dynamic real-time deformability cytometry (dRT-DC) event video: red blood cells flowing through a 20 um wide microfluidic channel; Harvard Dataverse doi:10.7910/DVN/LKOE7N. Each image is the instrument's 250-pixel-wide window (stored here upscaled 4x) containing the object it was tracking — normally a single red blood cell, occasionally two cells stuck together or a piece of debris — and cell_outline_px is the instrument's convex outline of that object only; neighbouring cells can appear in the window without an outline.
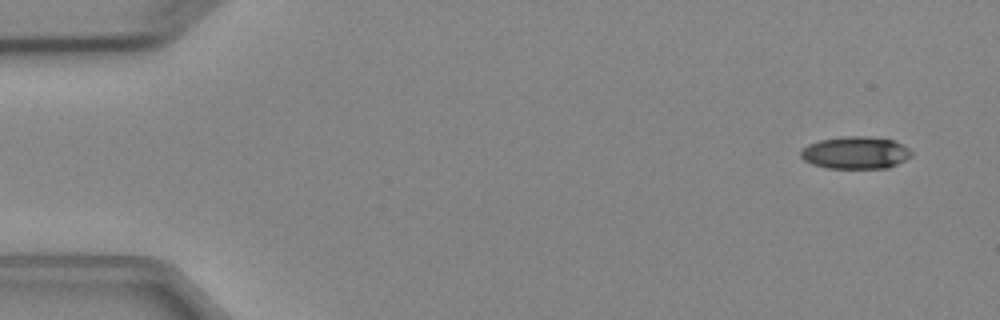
{"species": "Egyptian fruit bat (a non-hibernating species)", "species_latin": "Rousettus aegyptiacus", "temperature_condition": "cold", "stored_images_in_passage": 6, "camera_frame_rate_fps": 3000, "um_per_image_px": 0.085, "animal": {"sex": "female"}, "frame": {"image": 1, "passage_image": 1, "time_ms": 0.0, "image_size_px": [1000, 320], "cell_outline_px": [[912, 156], [888, 168], [828, 168], [812, 164], [804, 160], [800, 156], [800, 152], [808, 144], [820, 140], [844, 136], [868, 136], [892, 140], [908, 148], [912, 152]], "centroid_in_image_um": [72.7, 12.98], "position_along_channel_um": 12.3, "area_um2": 20.75}}
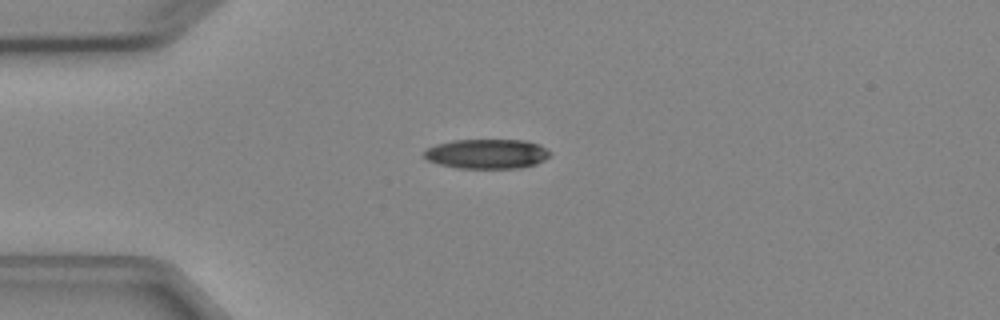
{"frame": {"image": 2, "passage_image": 4, "time_ms": 3.333, "image_size_px": [1000, 320], "cell_outline_px": [[552, 152], [544, 160], [536, 164], [520, 168], [456, 168], [440, 164], [428, 160], [424, 156], [424, 152], [428, 148], [436, 144], [452, 140], [524, 140], [540, 144]], "centroid_in_image_um": [41.41, 13.07], "position_along_channel_um": 43.6, "area_um2": 21.79}}
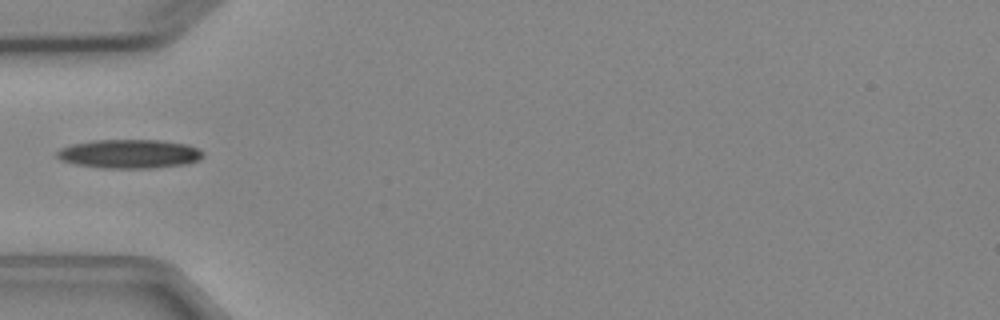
{"frame": {"image": 3, "passage_image": 5, "time_ms": 4.667, "image_size_px": [1000, 320], "cell_outline_px": [[204, 156], [200, 160], [188, 164], [156, 168], [100, 168], [72, 164], [60, 160], [56, 156], [56, 152], [60, 148], [72, 144], [92, 140], [160, 140], [188, 144], [200, 148], [204, 152]], "centroid_in_image_um": [11.03, 13.08], "position_along_channel_um": 74.0, "area_um2": 25.14}}